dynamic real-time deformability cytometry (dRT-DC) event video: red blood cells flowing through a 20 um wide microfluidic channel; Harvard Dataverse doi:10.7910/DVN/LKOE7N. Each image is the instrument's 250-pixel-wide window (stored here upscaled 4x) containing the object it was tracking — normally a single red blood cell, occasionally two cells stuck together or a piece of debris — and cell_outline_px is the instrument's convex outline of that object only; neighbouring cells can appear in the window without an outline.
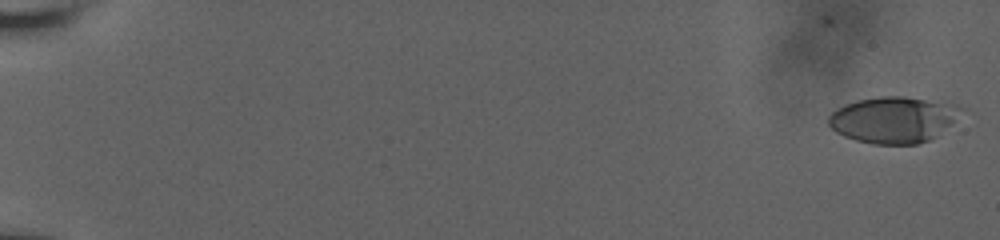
{"species": "human", "species_latin": "Homo sapiens", "temperature_condition": "room temperature", "stored_images_in_passage": 58, "camera_frame_rate_fps": 3000, "um_per_image_px": 0.085, "donor": {"sex": "male"}, "frame": {"image": 1, "passage_image": 1, "time_ms": 0.0, "image_size_px": [1000, 240], "cell_outline_px": [[968, 108], [928, 140], [916, 144], [872, 144], [856, 140], [844, 136], [836, 132], [828, 124], [828, 116], [836, 108], [844, 104], [860, 100], [880, 96], [904, 96], [956, 104]], "centroid_in_image_um": [75.91, 10.15], "position_along_channel_um": 9.1, "area_um2": 35.49}}
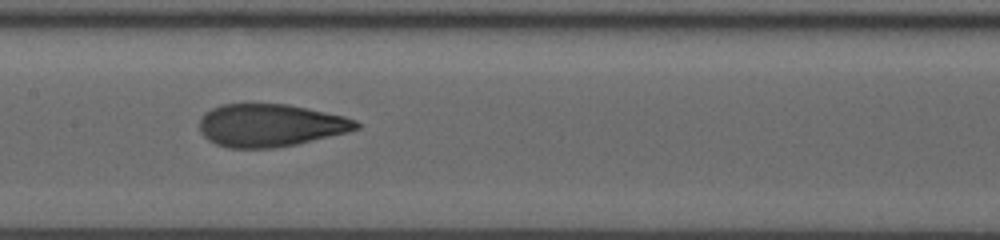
{"frame": {"image": 2, "passage_image": 32, "time_ms": 10.333, "image_size_px": [1000, 240], "cell_outline_px": [[360, 128], [348, 132], [296, 144], [276, 148], [228, 148], [216, 144], [208, 140], [200, 132], [200, 116], [204, 112], [212, 108], [224, 104], [288, 104], [344, 116], [356, 120], [360, 124]], "centroid_in_image_um": [22.96, 10.66], "position_along_channel_um": 184.4, "area_um2": 39.07}}
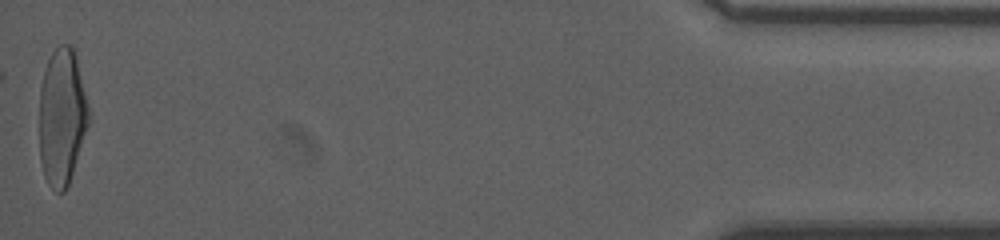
{"frame": {"image": 3, "passage_image": 58, "time_ms": 19.0, "image_size_px": [1000, 240], "cell_outline_px": [[88, 124], [68, 184], [64, 192], [56, 192], [48, 184], [44, 176], [40, 160], [40, 88], [44, 72], [48, 60], [52, 52], [60, 44], [72, 44], [76, 52], [88, 108]], "centroid_in_image_um": [5.25, 9.9], "position_along_channel_um": 430.0, "area_um2": 38.96}, "authors_computed_cell_mechanics": {"area_um2": 38.4948, "velocity_mm_per_s": 3.7992, "shape_relaxation_time_tau1_ms": 5.595, "shape_relaxation_time_tau2_ms": 1.0562, "deformation_change_tau1": 0.2389, "deformation_change_tau2": 0.0812}}